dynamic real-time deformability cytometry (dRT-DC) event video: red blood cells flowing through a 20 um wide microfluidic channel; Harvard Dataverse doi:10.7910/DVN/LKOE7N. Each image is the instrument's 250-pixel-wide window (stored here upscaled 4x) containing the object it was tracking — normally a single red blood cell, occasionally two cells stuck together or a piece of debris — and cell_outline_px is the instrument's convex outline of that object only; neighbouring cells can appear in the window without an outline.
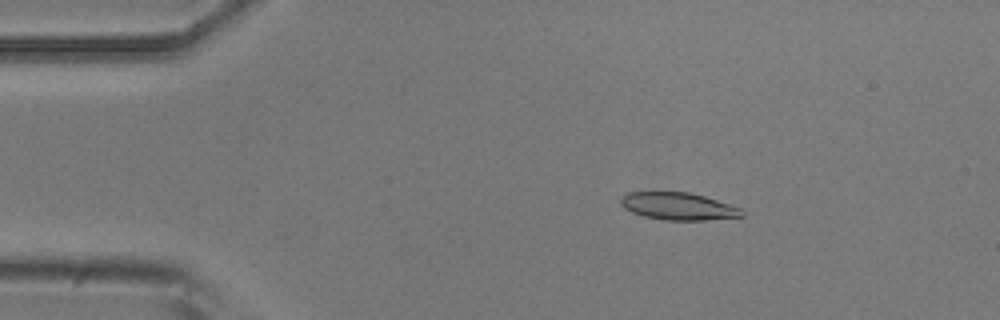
{"species": "common noctule bat (a hibernating species)", "species_latin": "Nyctalus noctula", "temperature_condition": "room temperature", "stored_images_in_passage": 52, "camera_frame_rate_fps": 3000, "um_per_image_px": 0.085, "animal": {"sex": "male", "body_mass_g": 20.5, "forearm_length_mm": 52.5}, "frame": {"image": 1, "passage_image": 9, "time_ms": 2.667, "image_size_px": [1000, 320], "cell_outline_px": [[744, 216], [704, 220], [664, 220], [644, 216], [632, 212], [624, 208], [620, 204], [620, 196], [628, 192], [688, 192], [704, 196], [740, 208], [744, 212]], "centroid_in_image_um": [57.61, 17.53], "position_along_channel_um": 27.4, "area_um2": 19.25}}
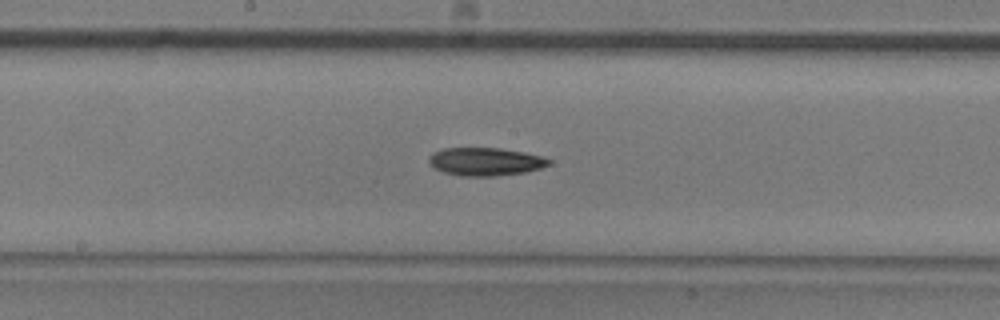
{"frame": {"image": 2, "passage_image": 27, "time_ms": 8.667, "image_size_px": [1000, 320], "cell_outline_px": [[552, 160], [548, 164], [540, 168], [524, 172], [492, 176], [460, 176], [444, 172], [432, 168], [428, 164], [428, 156], [432, 152], [444, 148], [500, 148], [524, 152], [544, 156]], "centroid_in_image_um": [41.2, 13.73], "position_along_channel_um": 207.0, "area_um2": 19.77}}
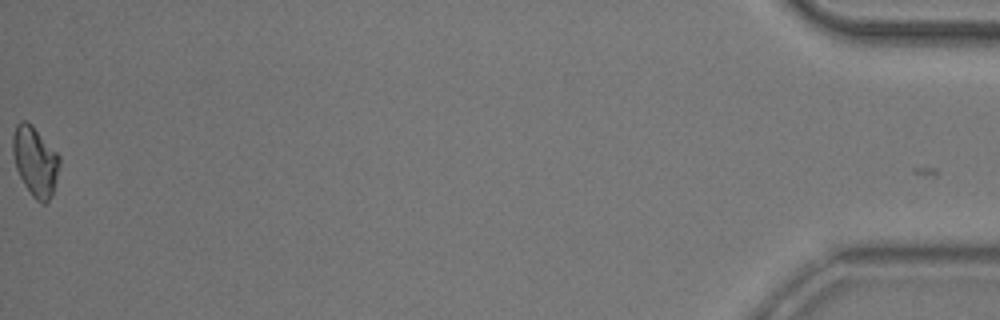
{"frame": {"image": 3, "passage_image": 52, "time_ms": 17.0, "image_size_px": [1000, 320], "cell_outline_px": [[60, 164], [52, 196], [44, 204], [36, 200], [32, 196], [24, 184], [16, 168], [12, 152], [12, 136], [16, 124], [20, 120], [24, 120], [32, 124], [60, 156]], "centroid_in_image_um": [2.98, 13.68], "position_along_channel_um": 432.2, "area_um2": 19.02}, "authors_computed_cell_mechanics": {"area_um2": 19.1607, "velocity_mm_per_s": 3.9283, "shape_relaxation_time_tau1_ms": 3.1547, "shape_relaxation_time_tau2_ms": null, "deformation_change_tau1": 0.1105, "deformation_change_tau2": null}}